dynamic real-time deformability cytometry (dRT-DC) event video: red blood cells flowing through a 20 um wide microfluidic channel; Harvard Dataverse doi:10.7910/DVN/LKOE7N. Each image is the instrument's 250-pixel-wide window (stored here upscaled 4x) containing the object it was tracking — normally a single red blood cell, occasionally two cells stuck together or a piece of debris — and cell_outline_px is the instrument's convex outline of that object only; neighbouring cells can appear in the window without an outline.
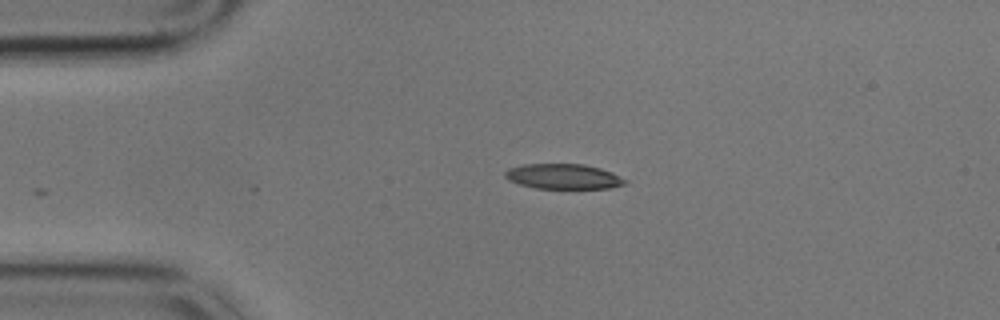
{"species": "common noctule bat (a hibernating species)", "species_latin": "Nyctalus noctula", "temperature_condition": "cold", "stored_images_in_passage": 46, "camera_frame_rate_fps": 3000, "um_per_image_px": 0.085, "animal": {"sex": "male", "body_mass_g": 17.9}, "frame": {"image": 1, "passage_image": 1, "time_ms": 0.0, "image_size_px": [1000, 320], "cell_outline_px": [[628, 180], [624, 184], [612, 188], [536, 188], [520, 184], [508, 180], [504, 176], [504, 172], [508, 168], [524, 164], [584, 164], [600, 168], [612, 172]], "centroid_in_image_um": [47.88, 14.99], "position_along_channel_um": 37.1, "area_um2": 17.57}}
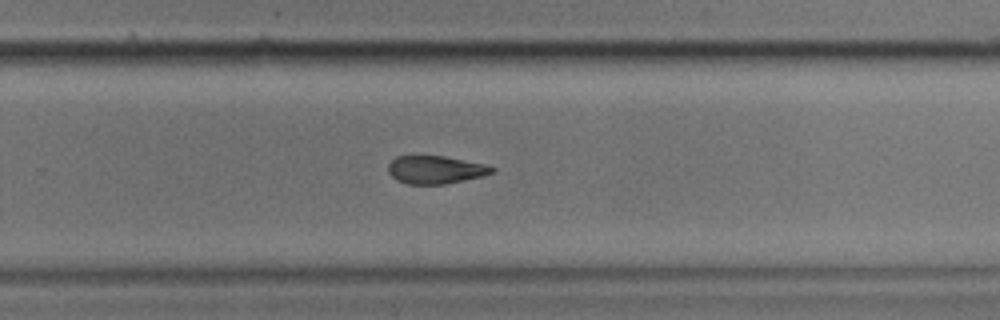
{"frame": {"image": 2, "passage_image": 26, "time_ms": 8.333, "image_size_px": [1000, 320], "cell_outline_px": [[496, 172], [484, 176], [444, 184], [408, 184], [396, 180], [388, 172], [388, 164], [396, 156], [444, 156], [488, 164], [496, 168]], "centroid_in_image_um": [37.07, 14.42], "position_along_channel_um": 292.7, "area_um2": 17.11}}
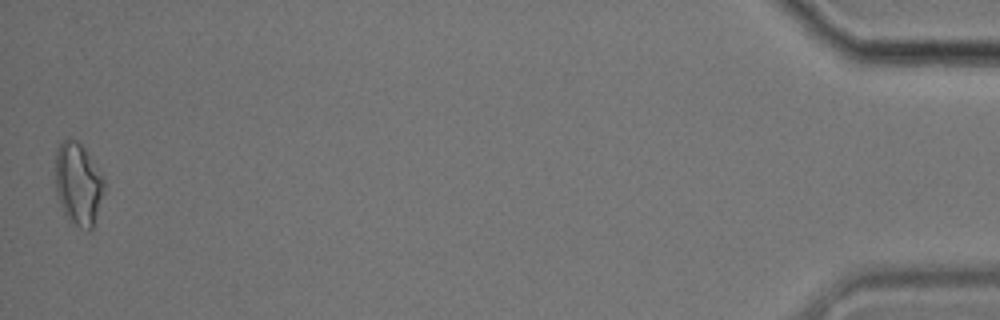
{"frame": {"image": 3, "passage_image": 46, "time_ms": 15.0, "image_size_px": [1000, 320], "cell_outline_px": [[104, 192], [92, 228], [88, 232], [80, 228], [68, 220], [64, 216], [56, 196], [56, 148], [68, 136], [76, 140], [84, 148], [104, 180]], "centroid_in_image_um": [6.62, 15.67], "position_along_channel_um": 428.6, "area_um2": 23.47}, "authors_computed_cell_mechanics": {"area_um2": 18.7561, "velocity_mm_per_s": 3.4273, "shape_relaxation_time_tau1_ms": 4.2665, "shape_relaxation_time_tau2_ms": 8.8737, "deformation_change_tau1": 0.1359, "deformation_change_tau2": 0.1912}}